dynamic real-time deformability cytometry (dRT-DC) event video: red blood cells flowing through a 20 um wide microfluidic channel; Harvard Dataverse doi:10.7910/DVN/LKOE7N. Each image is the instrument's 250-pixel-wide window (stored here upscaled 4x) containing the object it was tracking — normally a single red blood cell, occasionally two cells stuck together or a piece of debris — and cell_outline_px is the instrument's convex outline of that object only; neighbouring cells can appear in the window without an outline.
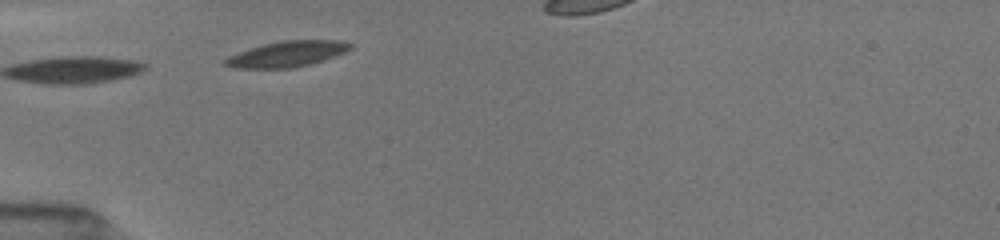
{"species": "common noctule bat (a hibernating species)", "species_latin": "Nyctalus noctula", "temperature_condition": "room temperature", "stored_images_in_passage": 3, "camera_frame_rate_fps": 3000, "um_per_image_px": 0.085, "animal": {"sex": "female", "body_mass_g": 19.5, "forearm_length_mm": 54.1}, "frame": {"image": 1, "passage_image": 1, "time_ms": 0.0, "image_size_px": [1000, 240], "cell_outline_px": [[352, 48], [344, 52], [308, 64], [292, 68], [240, 68], [224, 64], [224, 60], [240, 52], [264, 44], [284, 40], [336, 40], [352, 44]], "centroid_in_image_um": [24.43, 4.58], "position_along_channel_um": 60.6, "area_um2": 18.03}}